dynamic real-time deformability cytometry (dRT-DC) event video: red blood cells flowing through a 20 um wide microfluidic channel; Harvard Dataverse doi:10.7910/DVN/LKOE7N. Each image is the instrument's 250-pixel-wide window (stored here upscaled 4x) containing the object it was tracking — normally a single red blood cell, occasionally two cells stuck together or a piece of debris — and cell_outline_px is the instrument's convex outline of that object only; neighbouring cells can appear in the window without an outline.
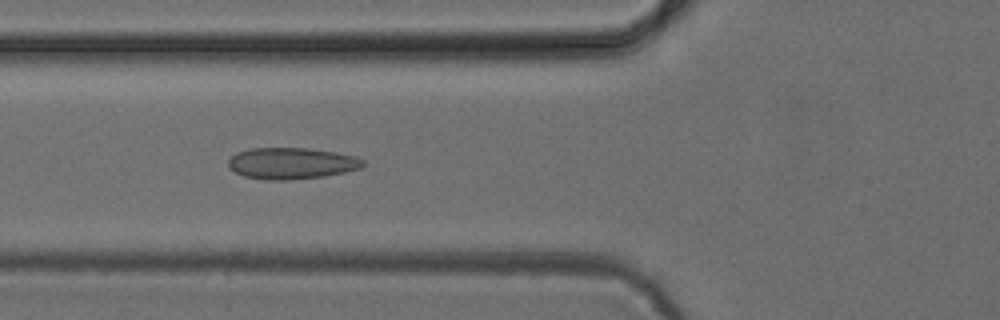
{"species": "common noctule bat (a hibernating species)", "species_latin": "Nyctalus noctula", "temperature_condition": "cold", "stored_images_in_passage": 6, "camera_frame_rate_fps": 3000, "um_per_image_px": 0.085, "animal": {"sex": "female", "body_mass_g": 24.6, "forearm_length_mm": 56.2}, "frame": {"image": 1, "passage_image": 4, "time_ms": 4.667, "image_size_px": [1000, 320], "cell_outline_px": [[364, 164], [360, 168], [344, 172], [324, 176], [288, 180], [268, 180], [244, 176], [228, 168], [228, 160], [236, 152], [252, 148], [308, 148], [336, 152], [356, 156], [364, 160]], "centroid_in_image_um": [24.77, 13.88], "position_along_channel_um": 101.0, "area_um2": 24.68}}
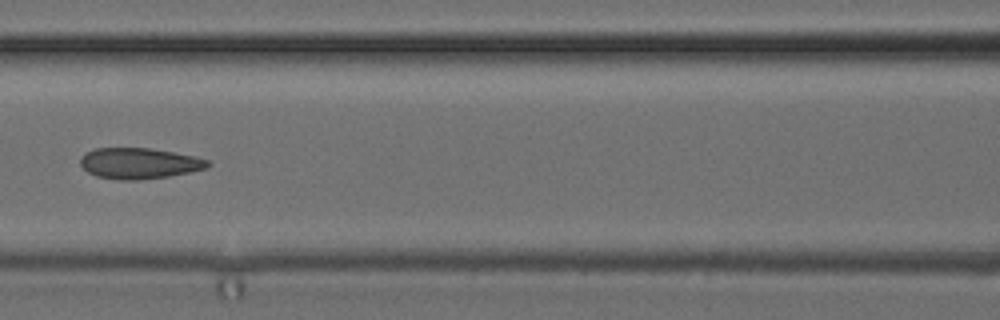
{"frame": {"image": 2, "passage_image": 5, "time_ms": 6.0, "image_size_px": [1000, 320], "cell_outline_px": [[212, 164], [208, 168], [168, 176], [140, 180], [116, 180], [96, 176], [88, 172], [80, 164], [80, 156], [84, 152], [96, 148], [148, 148], [196, 156], [208, 160]], "centroid_in_image_um": [11.81, 13.88], "position_along_channel_um": 154.8, "area_um2": 23.06}}
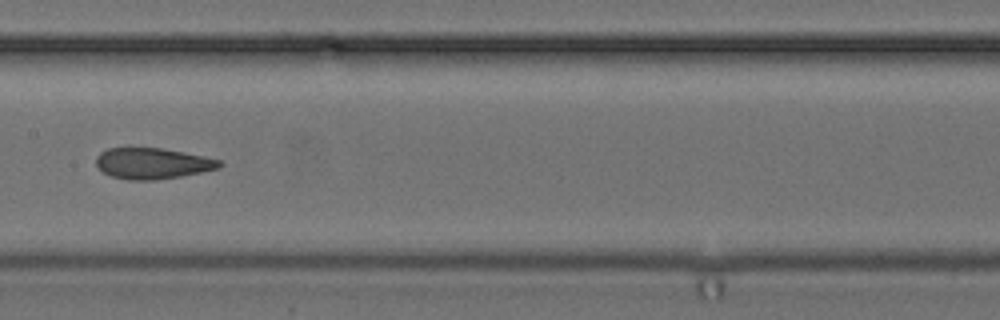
{"frame": {"image": 3, "passage_image": 6, "time_ms": 7.0, "image_size_px": [1000, 320], "cell_outline_px": [[224, 164], [220, 168], [180, 176], [152, 180], [128, 180], [112, 176], [104, 172], [96, 164], [96, 156], [100, 152], [108, 148], [164, 148], [204, 156], [220, 160]], "centroid_in_image_um": [12.97, 13.88], "position_along_channel_um": 194.4, "area_um2": 22.2}}